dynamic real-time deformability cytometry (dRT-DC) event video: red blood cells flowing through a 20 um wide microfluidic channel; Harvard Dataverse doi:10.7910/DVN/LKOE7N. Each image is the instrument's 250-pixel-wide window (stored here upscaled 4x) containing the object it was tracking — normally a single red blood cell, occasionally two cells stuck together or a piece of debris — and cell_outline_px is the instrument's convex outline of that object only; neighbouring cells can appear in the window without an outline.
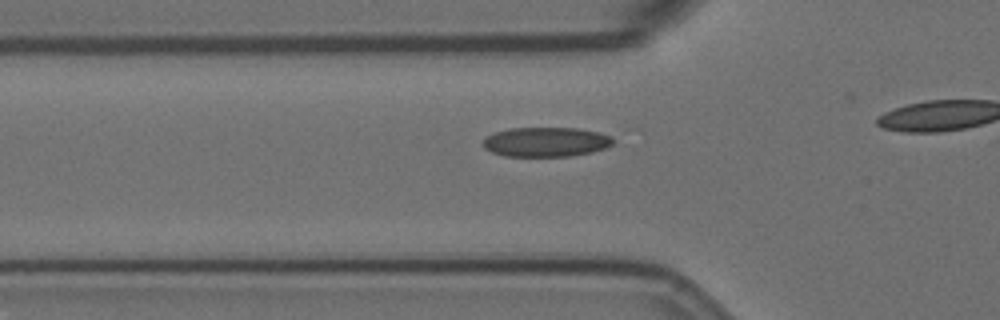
{"species": "Egyptian fruit bat (a non-hibernating species)", "species_latin": "Rousettus aegyptiacus", "temperature_condition": "room temperature", "stored_images_in_passage": 20, "camera_frame_rate_fps": 3000, "um_per_image_px": 0.085, "animal": {"sex": "female"}, "frame": {"image": 1, "passage_image": 15, "time_ms": 4.667, "image_size_px": [1000, 320], "cell_outline_px": [[612, 144], [604, 148], [592, 152], [568, 156], [504, 156], [492, 152], [484, 148], [484, 140], [488, 136], [496, 132], [508, 128], [576, 128], [600, 132], [612, 136]], "centroid_in_image_um": [46.41, 12.06], "position_along_channel_um": 79.4, "area_um2": 22.25}}
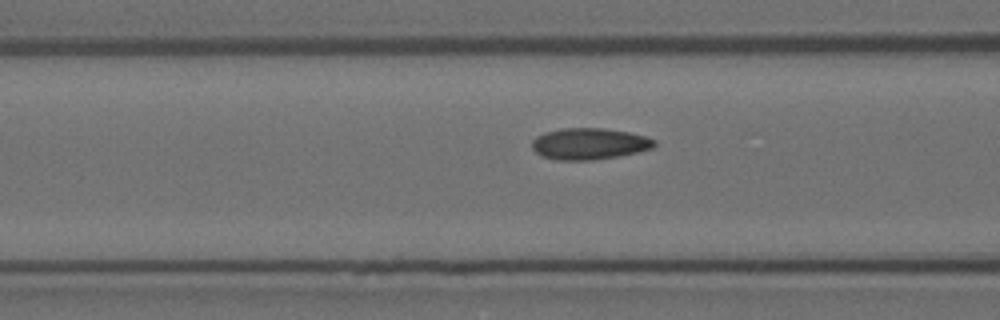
{"frame": {"image": 2, "passage_image": 18, "time_ms": 5.667, "image_size_px": [1000, 320], "cell_outline_px": [[656, 144], [652, 148], [636, 152], [616, 156], [592, 160], [556, 160], [540, 156], [532, 148], [532, 140], [536, 136], [544, 132], [560, 128], [604, 128], [628, 132], [644, 136], [656, 140]], "centroid_in_image_um": [50.04, 12.21], "position_along_channel_um": 116.6, "area_um2": 22.43}}